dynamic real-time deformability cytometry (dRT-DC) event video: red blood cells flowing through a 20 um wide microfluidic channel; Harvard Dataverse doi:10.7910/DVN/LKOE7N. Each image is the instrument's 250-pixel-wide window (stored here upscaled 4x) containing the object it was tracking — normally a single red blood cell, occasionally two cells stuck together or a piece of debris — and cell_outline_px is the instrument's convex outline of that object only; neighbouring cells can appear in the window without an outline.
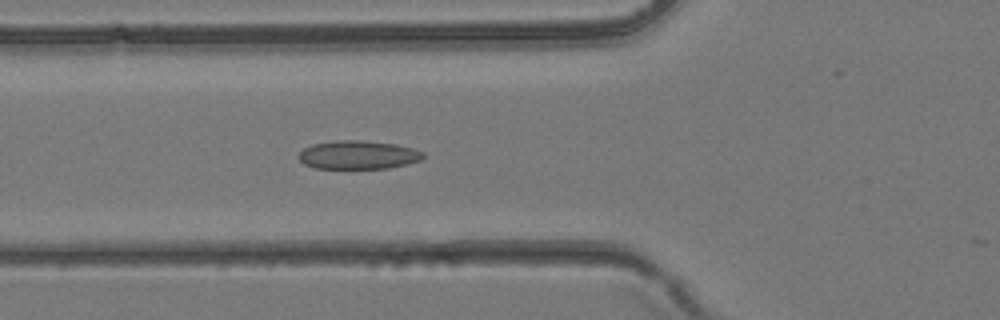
{"species": "common noctule bat (a hibernating species)", "species_latin": "Nyctalus noctula", "temperature_condition": "room temperature", "stored_images_in_passage": 23, "camera_frame_rate_fps": 3000, "um_per_image_px": 0.085, "animal": {"sex": "female", "body_mass_g": 24.6, "forearm_length_mm": 56.2}, "frame": {"image": 1, "passage_image": 3, "time_ms": 0.667, "image_size_px": [1000, 320], "cell_outline_px": [[424, 156], [420, 160], [388, 168], [312, 168], [304, 164], [300, 160], [300, 152], [304, 148], [312, 144], [336, 140], [360, 140], [396, 144], [412, 148], [424, 152]], "centroid_in_image_um": [30.42, 13.16], "position_along_channel_um": 95.4, "area_um2": 20.52}}
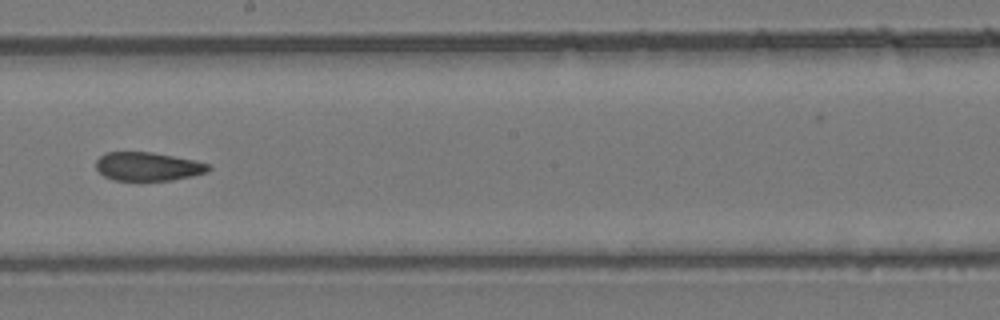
{"frame": {"image": 2, "passage_image": 11, "time_ms": 3.333, "image_size_px": [1000, 320], "cell_outline_px": [[212, 168], [208, 172], [192, 176], [172, 180], [112, 180], [104, 176], [96, 168], [96, 160], [104, 152], [152, 152], [196, 160], [208, 164]], "centroid_in_image_um": [12.58, 14.15], "position_along_channel_um": 235.6, "area_um2": 18.84}}
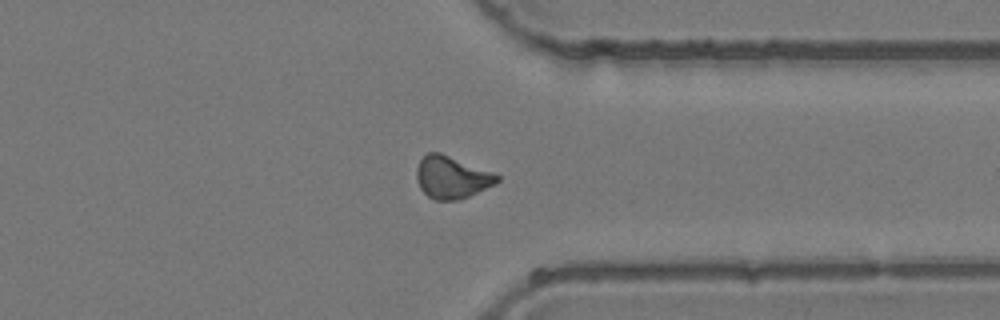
{"frame": {"image": 3, "passage_image": 19, "time_ms": 6.0, "image_size_px": [1000, 320], "cell_outline_px": [[500, 180], [460, 200], [436, 200], [428, 196], [420, 188], [416, 180], [416, 168], [420, 160], [428, 152], [440, 152], [492, 172], [500, 176]], "centroid_in_image_um": [38.35, 15.06], "position_along_channel_um": 373.1, "area_um2": 19.59}}